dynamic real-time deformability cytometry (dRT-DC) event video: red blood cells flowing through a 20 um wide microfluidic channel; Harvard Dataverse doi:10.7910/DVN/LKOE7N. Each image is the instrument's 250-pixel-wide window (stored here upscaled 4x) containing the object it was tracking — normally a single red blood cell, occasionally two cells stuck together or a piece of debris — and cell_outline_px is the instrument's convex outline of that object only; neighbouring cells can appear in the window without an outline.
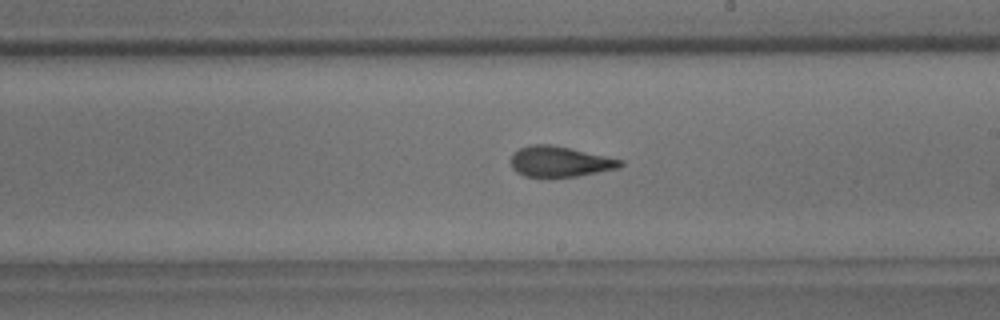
{"species": "common noctule bat (a hibernating species)", "species_latin": "Nyctalus noctula", "temperature_condition": "room temperature", "stored_images_in_passage": 28, "camera_frame_rate_fps": 3000, "um_per_image_px": 0.085, "animal": {"sex": "male", "body_mass_g": 18.8}, "frame": {"image": 1, "passage_image": 16, "time_ms": 5.0, "image_size_px": [1000, 320], "cell_outline_px": [[624, 164], [620, 168], [576, 176], [524, 176], [516, 172], [512, 168], [512, 152], [520, 148], [532, 144], [552, 144], [624, 160]], "centroid_in_image_um": [47.6, 13.72], "position_along_channel_um": 241.4, "area_um2": 19.36}}
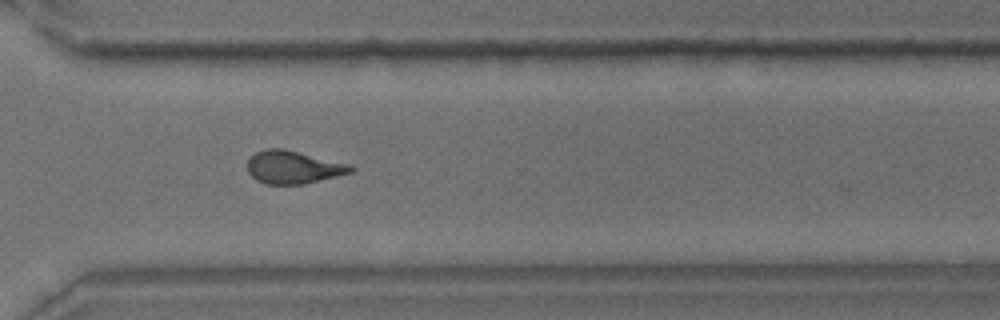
{"frame": {"image": 2, "passage_image": 24, "time_ms": 7.667, "image_size_px": [1000, 320], "cell_outline_px": [[356, 168], [352, 172], [304, 184], [264, 184], [256, 180], [248, 172], [248, 160], [256, 152], [268, 148], [284, 148], [352, 164]], "centroid_in_image_um": [24.96, 14.2], "position_along_channel_um": 345.6, "area_um2": 19.94}}
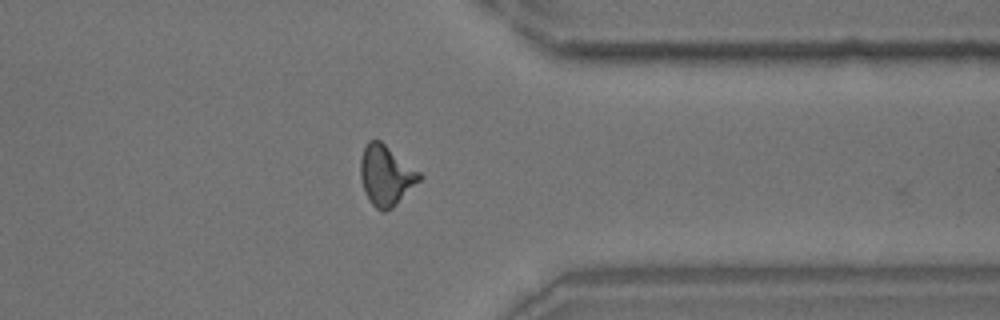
{"frame": {"image": 3, "passage_image": 27, "time_ms": 8.667, "image_size_px": [1000, 320], "cell_outline_px": [[424, 176], [392, 208], [384, 212], [376, 208], [372, 204], [364, 192], [360, 176], [360, 156], [368, 140], [380, 140], [420, 172]], "centroid_in_image_um": [32.79, 14.9], "position_along_channel_um": 378.6, "area_um2": 20.58}}